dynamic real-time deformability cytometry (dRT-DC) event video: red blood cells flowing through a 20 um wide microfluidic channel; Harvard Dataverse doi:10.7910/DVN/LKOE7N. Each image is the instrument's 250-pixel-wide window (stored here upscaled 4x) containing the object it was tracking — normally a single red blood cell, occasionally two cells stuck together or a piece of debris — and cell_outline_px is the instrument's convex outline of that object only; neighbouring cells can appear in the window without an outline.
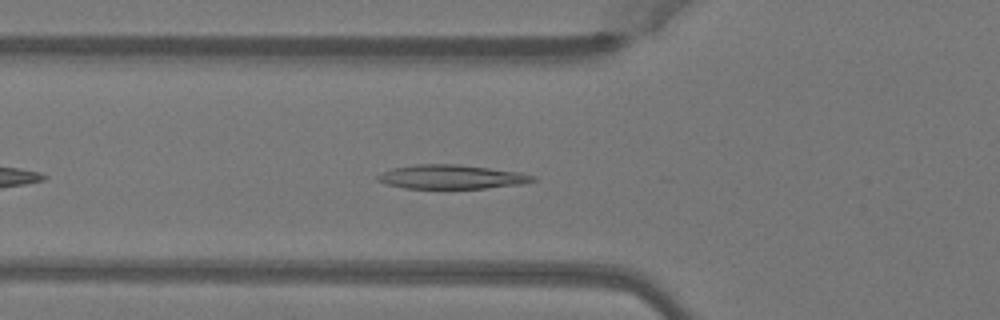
{"species": "Egyptian fruit bat (a non-hibernating species)", "species_latin": "Rousettus aegyptiacus", "temperature_condition": "warm", "stored_images_in_passage": 15, "camera_frame_rate_fps": 3000, "um_per_image_px": 0.085, "animal": {"sex": "female"}, "frame": {"image": 1, "passage_image": 4, "time_ms": 1.0, "image_size_px": [1000, 320], "cell_outline_px": [[536, 180], [524, 184], [484, 188], [404, 188], [388, 184], [376, 180], [376, 176], [392, 168], [416, 164], [456, 164], [520, 172], [536, 176]], "centroid_in_image_um": [38.4, 15.03], "position_along_channel_um": 87.4, "area_um2": 21.62}}
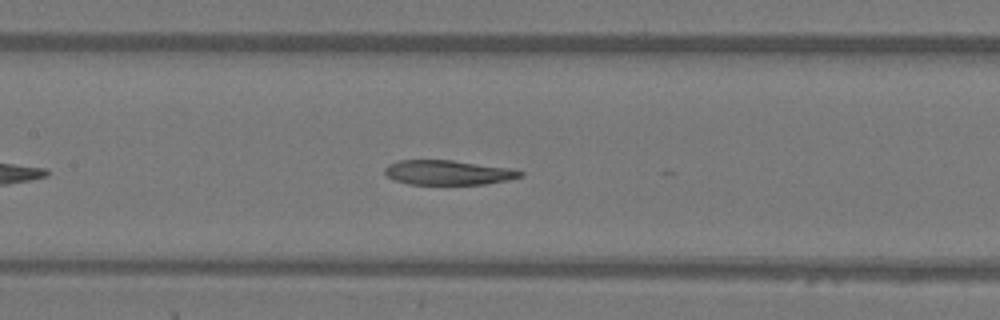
{"frame": {"image": 2, "passage_image": 10, "time_ms": 3.0, "image_size_px": [1000, 320], "cell_outline_px": [[524, 176], [508, 180], [484, 184], [408, 184], [396, 180], [388, 176], [384, 172], [384, 168], [388, 164], [400, 160], [452, 160], [516, 168], [524, 172]], "centroid_in_image_um": [38.16, 14.65], "position_along_channel_um": 169.2, "area_um2": 19.65}}
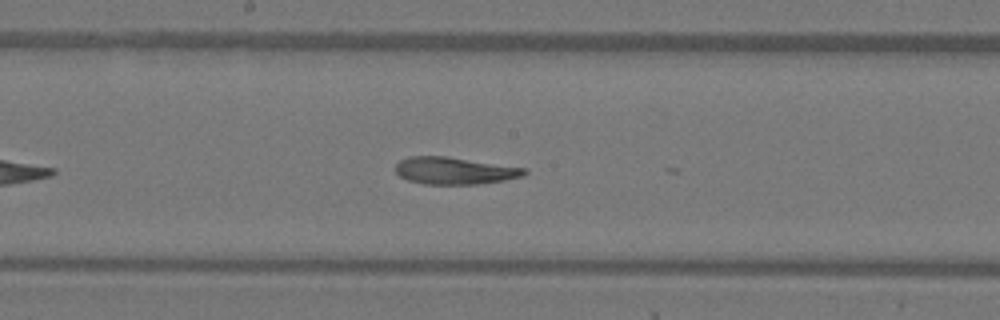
{"frame": {"image": 3, "passage_image": 13, "time_ms": 4.0, "image_size_px": [1000, 320], "cell_outline_px": [[528, 172], [524, 176], [504, 180], [476, 184], [424, 184], [408, 180], [400, 176], [396, 172], [396, 164], [400, 160], [408, 156], [448, 156], [528, 168]], "centroid_in_image_um": [38.66, 14.5], "position_along_channel_um": 209.5, "area_um2": 20.52}}